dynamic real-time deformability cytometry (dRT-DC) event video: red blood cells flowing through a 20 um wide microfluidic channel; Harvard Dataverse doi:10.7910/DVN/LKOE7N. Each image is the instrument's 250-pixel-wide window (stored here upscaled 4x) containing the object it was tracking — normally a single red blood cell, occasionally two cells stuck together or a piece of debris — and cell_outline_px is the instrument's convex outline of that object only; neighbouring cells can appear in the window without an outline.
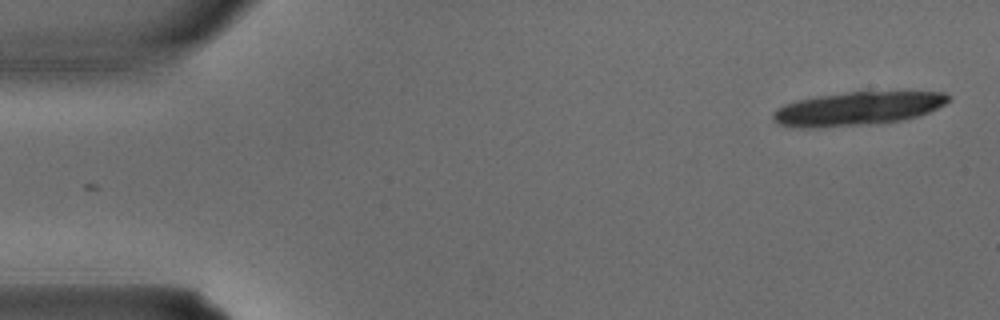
{"species": "common noctule bat (a hibernating species)", "species_latin": "Nyctalus noctula", "temperature_condition": "warm", "stored_images_in_passage": 3, "camera_frame_rate_fps": 3000, "um_per_image_px": 0.085, "animal": {"sex": "male", "body_mass_g": 15.6}, "frame": {"image": 1, "passage_image": 1, "time_ms": 0.0, "image_size_px": [1000, 320], "cell_outline_px": [[952, 96], [944, 104], [920, 116], [904, 120], [820, 128], [800, 128], [780, 124], [772, 116], [772, 112], [776, 108], [784, 104], [796, 100], [816, 96], [848, 92], [944, 92]], "centroid_in_image_um": [72.87, 9.23], "position_along_channel_um": 12.1, "area_um2": 34.1}}